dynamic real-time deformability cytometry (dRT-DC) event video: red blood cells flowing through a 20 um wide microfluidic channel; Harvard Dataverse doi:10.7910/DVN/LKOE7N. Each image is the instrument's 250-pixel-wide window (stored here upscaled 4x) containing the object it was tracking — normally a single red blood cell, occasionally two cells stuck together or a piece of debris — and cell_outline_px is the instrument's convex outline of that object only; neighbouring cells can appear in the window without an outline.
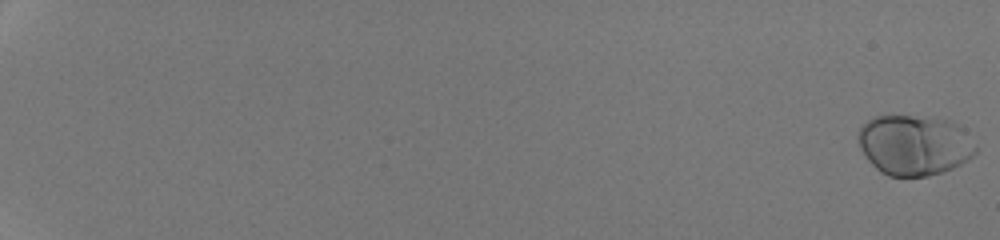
{"species": "human", "species_latin": "Homo sapiens", "temperature_condition": "room temperature", "stored_images_in_passage": 54, "camera_frame_rate_fps": 3000, "um_per_image_px": 0.085, "donor": {"sex": "male"}, "frame": {"image": 1, "passage_image": 1, "time_ms": 0.0, "image_size_px": [1000, 240], "cell_outline_px": [[976, 152], [968, 160], [952, 168], [928, 176], [888, 176], [880, 172], [868, 160], [860, 148], [856, 136], [860, 128], [872, 116], [912, 116], [952, 120], [956, 124], [976, 148]], "centroid_in_image_um": [77.66, 12.33], "position_along_channel_um": 7.3, "area_um2": 40.92}}
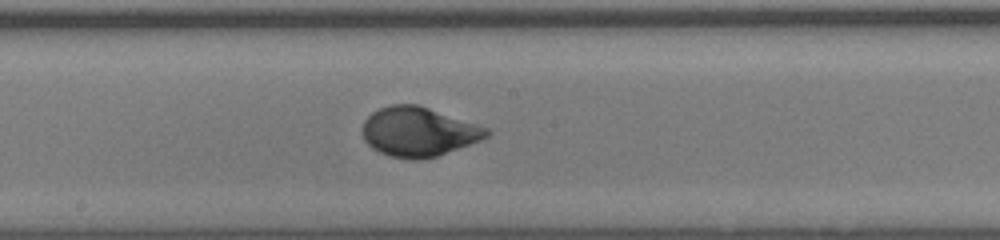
{"frame": {"image": 2, "passage_image": 34, "time_ms": 11.0, "image_size_px": [1000, 240], "cell_outline_px": [[492, 132], [488, 136], [480, 140], [436, 156], [416, 160], [412, 160], [388, 156], [372, 148], [364, 140], [360, 132], [360, 128], [364, 120], [372, 112], [380, 108], [392, 104], [420, 104], [492, 128]], "centroid_in_image_um": [35.58, 11.18], "position_along_channel_um": 212.6, "area_um2": 36.36}}
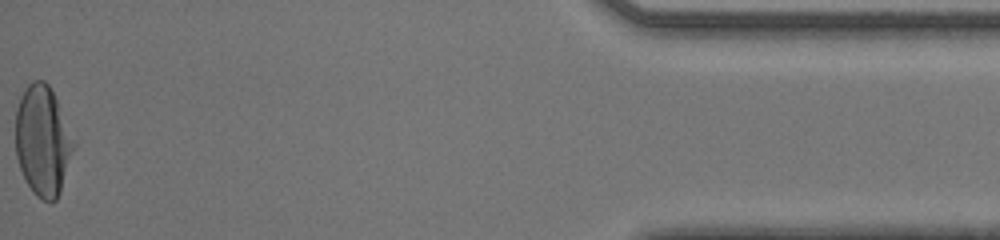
{"frame": {"image": 3, "passage_image": 54, "time_ms": 17.667, "image_size_px": [1000, 240], "cell_outline_px": [[76, 144], [60, 192], [56, 200], [52, 204], [36, 196], [32, 192], [20, 168], [16, 156], [16, 108], [20, 96], [24, 88], [32, 80], [44, 80], [48, 84], [56, 100]], "centroid_in_image_um": [3.62, 11.98], "position_along_channel_um": 431.6, "area_um2": 37.22}, "authors_computed_cell_mechanics": {"area_um2": 36.1828, "velocity_mm_per_s": 4.2759, "shape_relaxation_time_tau1_ms": 2.7451, "shape_relaxation_time_tau2_ms": null, "deformation_change_tau1": 0.1546, "deformation_change_tau2": null}}